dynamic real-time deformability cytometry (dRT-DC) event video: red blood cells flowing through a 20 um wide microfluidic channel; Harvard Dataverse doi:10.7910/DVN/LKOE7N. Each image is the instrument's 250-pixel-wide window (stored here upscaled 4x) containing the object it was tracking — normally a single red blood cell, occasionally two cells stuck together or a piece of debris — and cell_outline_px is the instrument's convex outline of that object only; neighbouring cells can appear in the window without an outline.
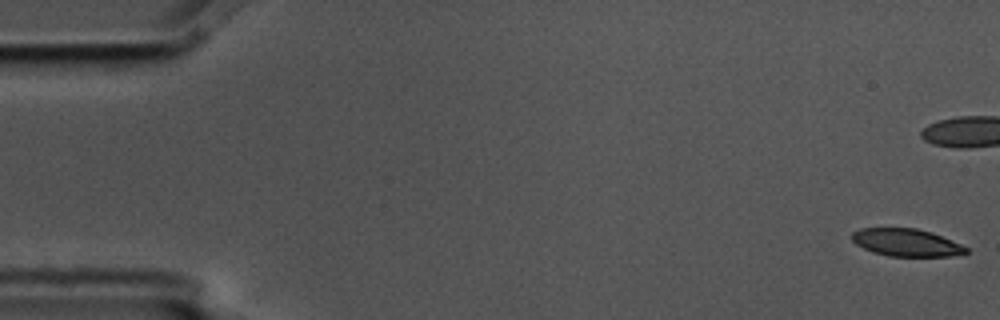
{"species": "common noctule bat (a hibernating species)", "species_latin": "Nyctalus noctula", "temperature_condition": "cold", "stored_images_in_passage": 12, "camera_frame_rate_fps": 3000, "um_per_image_px": 0.085, "animal": {"sex": "male", "body_mass_g": 17.5, "forearm_length_mm": 52.3}, "frame": {"image": 1, "passage_image": 1, "time_ms": 0.0, "image_size_px": [1000, 320], "cell_outline_px": [[968, 252], [948, 256], [888, 256], [872, 252], [856, 244], [852, 240], [852, 232], [860, 228], [916, 228], [932, 232], [960, 244], [968, 248]], "centroid_in_image_um": [77.01, 20.61], "position_along_channel_um": 8.0, "area_um2": 18.21}}